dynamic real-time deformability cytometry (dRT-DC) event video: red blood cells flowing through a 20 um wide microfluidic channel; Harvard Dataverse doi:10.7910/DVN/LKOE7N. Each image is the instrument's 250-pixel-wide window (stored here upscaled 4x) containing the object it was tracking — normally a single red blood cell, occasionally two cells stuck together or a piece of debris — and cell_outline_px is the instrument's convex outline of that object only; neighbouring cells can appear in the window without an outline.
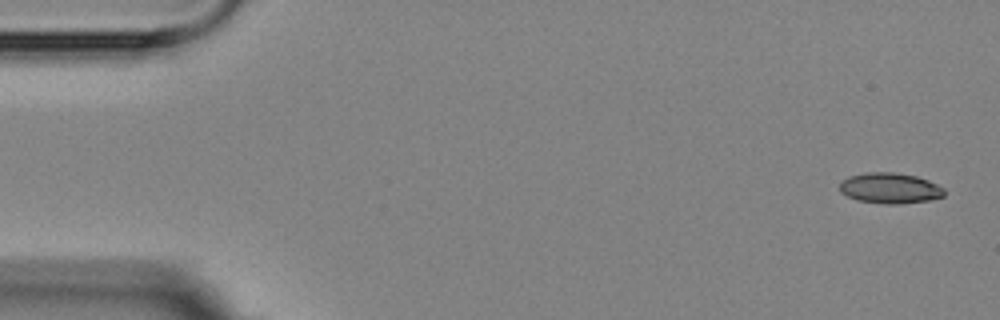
{"species": "Egyptian fruit bat (a non-hibernating species)", "species_latin": "Rousettus aegyptiacus", "temperature_condition": "room temperature", "stored_images_in_passage": 6, "segment_of_instrument_passage": [1, 2], "camera_frame_rate_fps": 3000, "um_per_image_px": 0.085, "animal": {"sex": "female"}, "frame": {"image": 1, "passage_image": 1, "time_ms": 0.0, "image_size_px": [1000, 320], "cell_outline_px": [[944, 196], [928, 200], [900, 204], [884, 204], [856, 200], [840, 192], [840, 184], [848, 176], [864, 172], [892, 172], [916, 176], [928, 180], [944, 188]], "centroid_in_image_um": [75.63, 15.99], "position_along_channel_um": 9.4, "area_um2": 18.67}}